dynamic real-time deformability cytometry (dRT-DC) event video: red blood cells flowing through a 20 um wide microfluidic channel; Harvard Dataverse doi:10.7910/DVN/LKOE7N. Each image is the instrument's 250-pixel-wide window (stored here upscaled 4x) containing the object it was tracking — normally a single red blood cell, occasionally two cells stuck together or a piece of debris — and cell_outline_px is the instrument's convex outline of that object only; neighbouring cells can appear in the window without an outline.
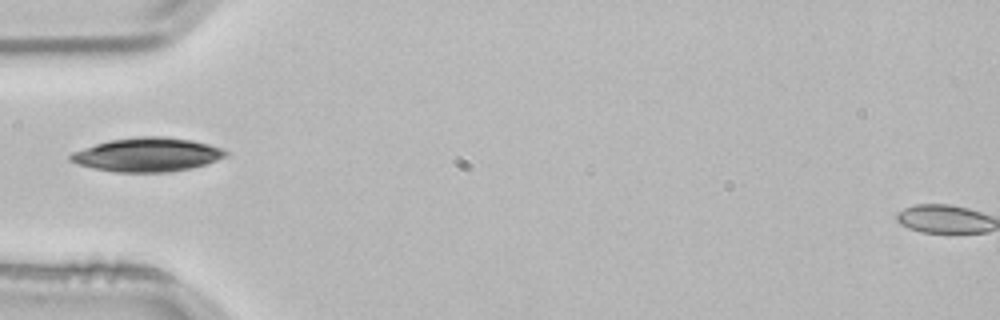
{"species": "common noctule bat (a hibernating species)", "species_latin": "Nyctalus noctula", "temperature_condition": "room temperature", "stored_images_in_passage": 1, "camera_frame_rate_fps": 3000, "um_per_image_px": 0.085, "animal": {"sex": "male", "body_mass_g": 21.5, "forearm_length_mm": 52.0}, "frame": {"image": 1, "passage_image": 1, "time_ms": 0.0, "image_size_px": [1000, 320], "cell_outline_px": [[228, 156], [192, 168], [168, 172], [116, 172], [92, 168], [76, 164], [68, 160], [68, 156], [72, 152], [108, 140], [136, 136], [164, 136], [192, 140], [208, 144], [220, 148], [228, 152]], "centroid_in_image_um": [12.49, 13.14], "position_along_channel_um": 72.5, "area_um2": 30.75}}